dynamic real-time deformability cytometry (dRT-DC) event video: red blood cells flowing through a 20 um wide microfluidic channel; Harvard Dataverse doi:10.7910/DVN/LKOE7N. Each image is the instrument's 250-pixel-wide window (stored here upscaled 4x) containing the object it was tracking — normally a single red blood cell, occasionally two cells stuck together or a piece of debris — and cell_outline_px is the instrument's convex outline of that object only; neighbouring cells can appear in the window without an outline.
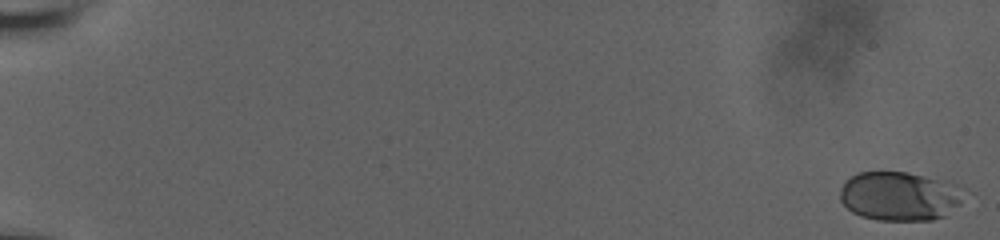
{"species": "human", "species_latin": "Homo sapiens", "temperature_condition": "room temperature", "stored_images_in_passage": 7, "camera_frame_rate_fps": 3000, "um_per_image_px": 0.085, "donor": {"sex": "male"}, "frame": {"image": 1, "passage_image": 1, "time_ms": 0.0, "image_size_px": [1000, 240], "cell_outline_px": [[976, 192], [944, 216], [932, 220], [876, 220], [860, 216], [852, 212], [840, 200], [840, 188], [844, 180], [860, 172], [908, 172], [948, 180], [960, 184]], "centroid_in_image_um": [76.62, 16.65], "position_along_channel_um": 8.4, "area_um2": 36.82}}
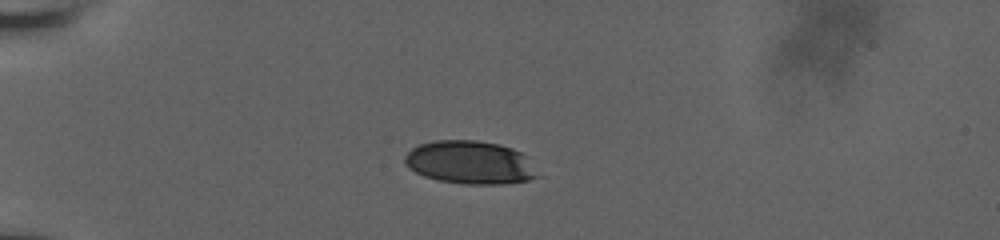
{"frame": {"image": 2, "passage_image": 6, "time_ms": 5.667, "image_size_px": [1000, 240], "cell_outline_px": [[544, 176], [528, 180], [500, 184], [460, 184], [436, 180], [424, 176], [408, 168], [404, 164], [404, 156], [412, 148], [420, 144], [436, 140], [476, 140], [500, 144], [512, 148], [528, 156]], "centroid_in_image_um": [40.01, 13.82], "position_along_channel_um": 45.0, "area_um2": 34.1}}